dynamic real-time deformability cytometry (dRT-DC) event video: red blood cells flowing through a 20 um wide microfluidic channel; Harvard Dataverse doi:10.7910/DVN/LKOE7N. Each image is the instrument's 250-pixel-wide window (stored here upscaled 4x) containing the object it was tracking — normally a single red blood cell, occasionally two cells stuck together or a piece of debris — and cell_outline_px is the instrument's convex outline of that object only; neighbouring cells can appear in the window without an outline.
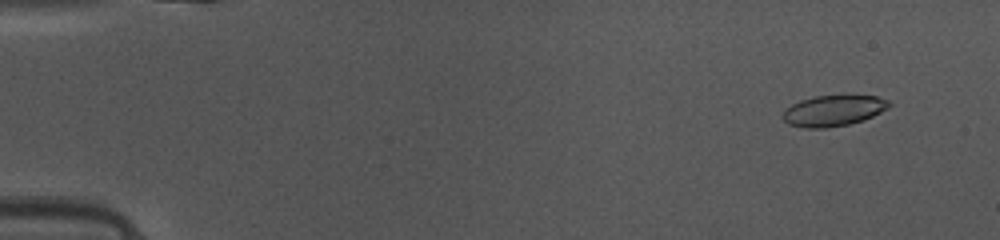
{"species": "common noctule bat (a hibernating species)", "species_latin": "Nyctalus noctula", "temperature_condition": "warm", "stored_images_in_passage": 48, "camera_frame_rate_fps": 3000, "um_per_image_px": 0.085, "animal": {"sex": "female", "body_mass_g": 10.0, "forearm_length_mm": 53.1}, "frame": {"image": 1, "passage_image": 4, "time_ms": 1.0, "image_size_px": [1000, 240], "cell_outline_px": [[892, 104], [888, 108], [864, 120], [848, 124], [828, 128], [804, 128], [788, 124], [780, 116], [784, 108], [800, 100], [816, 96], [844, 92], [876, 96], [888, 100]], "centroid_in_image_um": [70.84, 9.36], "position_along_channel_um": 14.2, "area_um2": 20.06}}
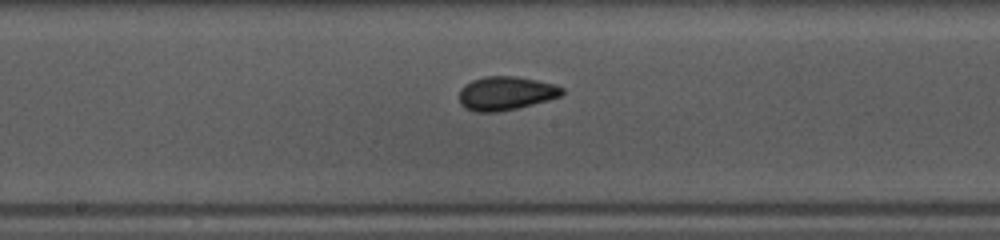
{"frame": {"image": 2, "passage_image": 26, "time_ms": 8.333, "image_size_px": [1000, 240], "cell_outline_px": [[564, 92], [560, 96], [548, 100], [500, 112], [476, 112], [464, 108], [460, 104], [460, 88], [464, 84], [472, 80], [484, 76], [516, 76], [556, 84], [564, 88]], "centroid_in_image_um": [42.98, 7.92], "position_along_channel_um": 205.2, "area_um2": 20.35}}
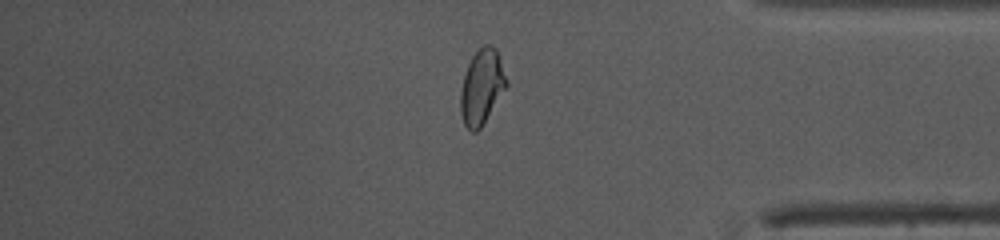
{"frame": {"image": 3, "passage_image": 41, "time_ms": 13.333, "image_size_px": [1000, 240], "cell_outline_px": [[508, 84], [480, 128], [476, 132], [472, 132], [464, 124], [460, 112], [460, 92], [464, 76], [468, 64], [472, 56], [484, 44], [488, 44], [496, 48], [508, 80]], "centroid_in_image_um": [40.95, 7.37], "position_along_channel_um": 394.3, "area_um2": 19.83}, "authors_computed_cell_mechanics": {"area_um2": 19.7965, "velocity_mm_per_s": 4.1442, "shape_relaxation_time_tau1_ms": 4.0306, "shape_relaxation_time_tau2_ms": 0.9421, "deformation_change_tau1": 0.1167, "deformation_change_tau2": 0.0544}}